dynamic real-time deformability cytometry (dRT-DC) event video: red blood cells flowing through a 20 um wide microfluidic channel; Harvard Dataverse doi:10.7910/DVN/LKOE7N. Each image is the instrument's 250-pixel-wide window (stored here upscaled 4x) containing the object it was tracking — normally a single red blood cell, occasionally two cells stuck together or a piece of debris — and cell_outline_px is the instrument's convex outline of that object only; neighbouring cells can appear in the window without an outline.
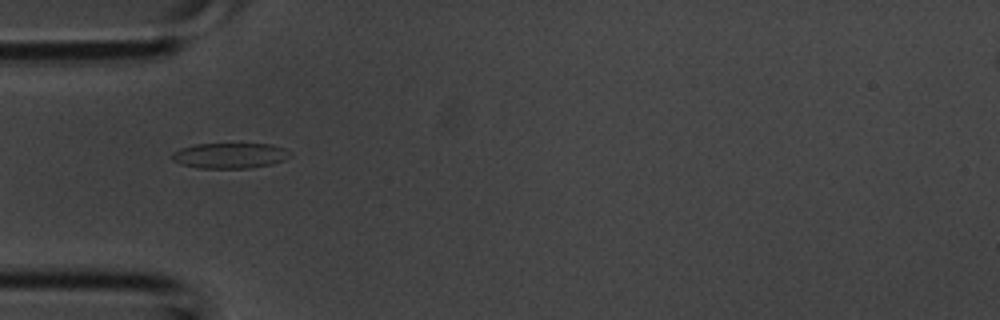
{"species": "common noctule bat (a hibernating species)", "species_latin": "Nyctalus noctula", "temperature_condition": "room temperature", "stored_images_in_passage": 4, "camera_frame_rate_fps": 3000, "um_per_image_px": 0.085, "animal": {"sex": "male", "body_mass_g": 20.1, "forearm_length_mm": 53.5}, "frame": {"image": 1, "passage_image": 4, "time_ms": 1.0, "image_size_px": [1000, 320], "cell_outline_px": [[288, 156], [284, 160], [272, 164], [248, 168], [196, 168], [180, 164], [172, 160], [172, 152], [180, 148], [196, 144], [272, 144], [284, 148], [288, 152]], "centroid_in_image_um": [19.49, 13.23], "position_along_channel_um": 65.5, "area_um2": 17.46}}